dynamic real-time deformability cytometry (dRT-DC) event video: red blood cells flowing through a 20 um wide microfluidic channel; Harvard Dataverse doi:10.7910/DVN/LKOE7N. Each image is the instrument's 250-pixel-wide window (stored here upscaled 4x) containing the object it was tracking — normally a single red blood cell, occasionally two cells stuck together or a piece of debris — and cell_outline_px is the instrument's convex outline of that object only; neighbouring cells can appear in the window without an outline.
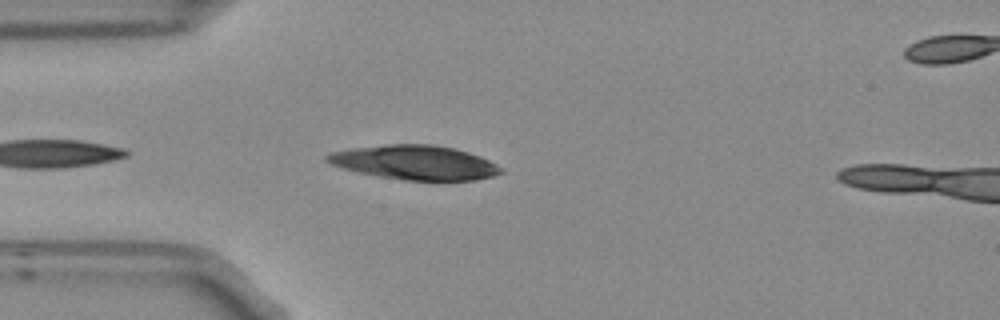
{"species": "Egyptian fruit bat (a non-hibernating species)", "species_latin": "Rousettus aegyptiacus", "temperature_condition": "room temperature", "stored_images_in_passage": 5, "camera_frame_rate_fps": 3000, "um_per_image_px": 0.085, "frame": {"image": 1, "passage_image": 4, "time_ms": 1.0, "image_size_px": [1000, 320], "cell_outline_px": [[504, 172], [492, 176], [476, 180], [404, 180], [380, 176], [360, 172], [344, 168], [332, 164], [324, 160], [324, 156], [332, 152], [352, 148], [384, 144], [436, 144], [468, 152], [480, 156], [496, 164]], "centroid_in_image_um": [35.26, 13.8], "position_along_channel_um": 49.7, "area_um2": 34.51}}